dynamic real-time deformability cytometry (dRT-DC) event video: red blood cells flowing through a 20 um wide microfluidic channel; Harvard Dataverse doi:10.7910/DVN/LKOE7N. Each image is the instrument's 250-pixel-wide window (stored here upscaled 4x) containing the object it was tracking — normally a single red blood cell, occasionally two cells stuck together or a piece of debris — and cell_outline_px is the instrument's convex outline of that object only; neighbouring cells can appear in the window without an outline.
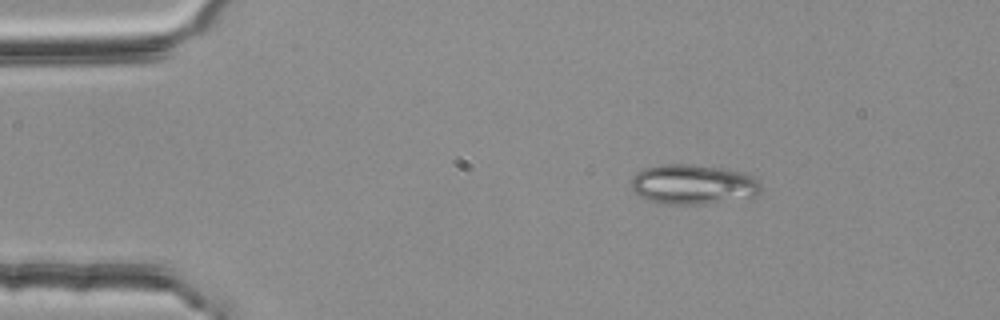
{"species": "common noctule bat (a hibernating species)", "species_latin": "Nyctalus noctula", "temperature_condition": "room temperature", "stored_images_in_passage": 12, "camera_frame_rate_fps": 3000, "um_per_image_px": 0.085, "animal": {"sex": "female", "body_mass_g": 25.1}, "frame": {"image": 1, "passage_image": 1, "time_ms": 0.0, "image_size_px": [1000, 320], "cell_outline_px": [[760, 192], [752, 196], [704, 204], [664, 204], [648, 200], [632, 192], [632, 176], [636, 172], [644, 168], [660, 164], [692, 164], [720, 168], [740, 172], [752, 176], [760, 180]], "centroid_in_image_um": [58.85, 15.66], "position_along_channel_um": 26.1, "area_um2": 30.06}}